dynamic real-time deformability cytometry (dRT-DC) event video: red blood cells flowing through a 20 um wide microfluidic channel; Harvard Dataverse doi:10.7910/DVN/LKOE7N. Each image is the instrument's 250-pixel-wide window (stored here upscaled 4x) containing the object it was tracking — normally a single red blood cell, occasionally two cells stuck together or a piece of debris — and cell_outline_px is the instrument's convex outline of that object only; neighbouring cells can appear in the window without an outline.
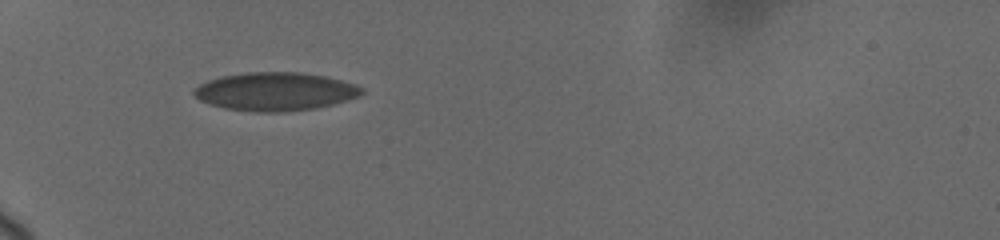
{"species": "human", "species_latin": "Homo sapiens", "temperature_condition": "cold", "stored_images_in_passage": 3, "camera_frame_rate_fps": 3000, "um_per_image_px": 0.085, "donor": {"sex": "female"}, "frame": {"image": 1, "passage_image": 1, "time_ms": 0.0, "image_size_px": [1000, 240], "cell_outline_px": [[364, 92], [360, 96], [348, 100], [316, 108], [284, 112], [256, 112], [224, 108], [208, 104], [200, 100], [192, 92], [200, 84], [208, 80], [220, 76], [244, 72], [304, 72], [324, 76], [356, 84], [364, 88]], "centroid_in_image_um": [23.41, 7.78], "position_along_channel_um": 61.6, "area_um2": 37.69}}
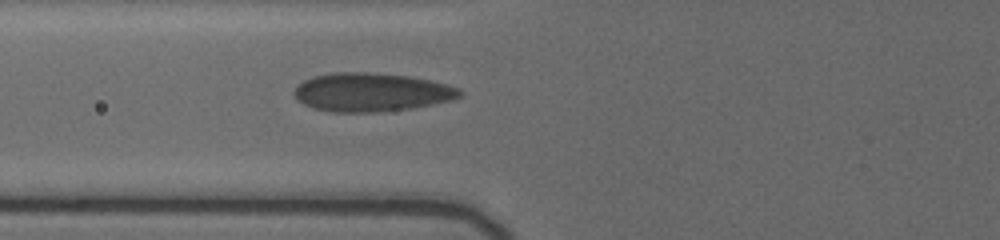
{"frame": {"image": 2, "passage_image": 3, "time_ms": 1.333, "image_size_px": [1000, 240], "cell_outline_px": [[464, 92], [460, 96], [452, 100], [412, 108], [376, 112], [332, 112], [312, 108], [304, 104], [292, 92], [296, 84], [312, 76], [332, 72], [368, 72], [408, 76], [428, 80], [460, 88]], "centroid_in_image_um": [31.53, 7.83], "position_along_channel_um": 94.3, "area_um2": 37.28}}